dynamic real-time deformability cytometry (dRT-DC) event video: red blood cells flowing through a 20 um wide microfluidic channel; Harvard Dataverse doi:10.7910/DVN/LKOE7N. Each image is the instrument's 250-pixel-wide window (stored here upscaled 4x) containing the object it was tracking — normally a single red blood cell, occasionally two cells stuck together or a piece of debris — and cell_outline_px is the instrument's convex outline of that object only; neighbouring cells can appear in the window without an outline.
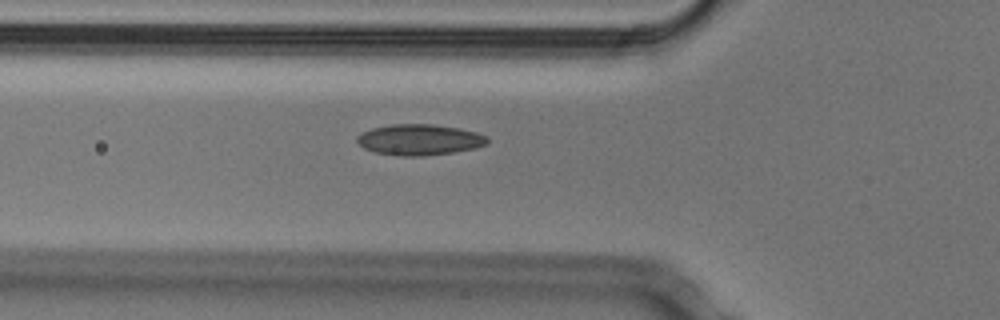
{"species": "Egyptian fruit bat (a non-hibernating species)", "species_latin": "Rousettus aegyptiacus", "temperature_condition": "cold", "stored_images_in_passage": 39, "camera_frame_rate_fps": 3000, "um_per_image_px": 0.085, "animal": {"sex": "male"}, "frame": {"image": 1, "passage_image": 4, "time_ms": 1.0, "image_size_px": [1000, 320], "cell_outline_px": [[488, 144], [472, 148], [452, 152], [424, 156], [400, 156], [376, 152], [364, 148], [356, 140], [356, 136], [360, 132], [372, 128], [392, 124], [432, 124], [456, 128], [476, 132], [488, 136]], "centroid_in_image_um": [35.62, 11.87], "position_along_channel_um": 90.2, "area_um2": 23.35}}
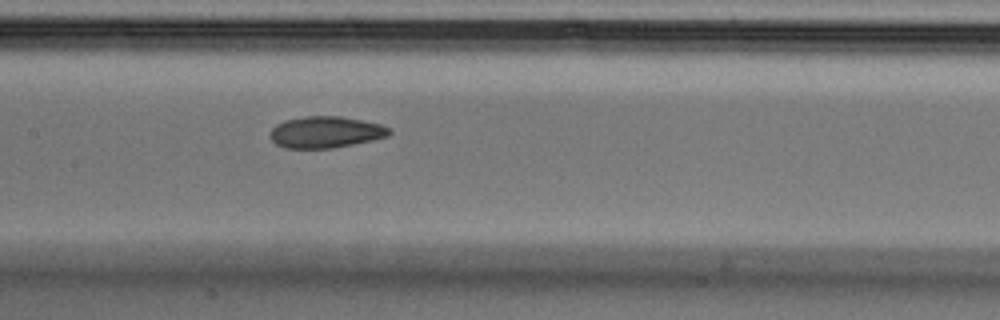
{"frame": {"image": 2, "passage_image": 11, "time_ms": 3.333, "image_size_px": [1000, 320], "cell_outline_px": [[392, 132], [388, 136], [372, 140], [332, 148], [284, 148], [276, 144], [268, 136], [272, 128], [276, 124], [284, 120], [304, 116], [340, 116], [380, 124], [392, 128]], "centroid_in_image_um": [27.66, 11.23], "position_along_channel_um": 179.7, "area_um2": 21.96}}
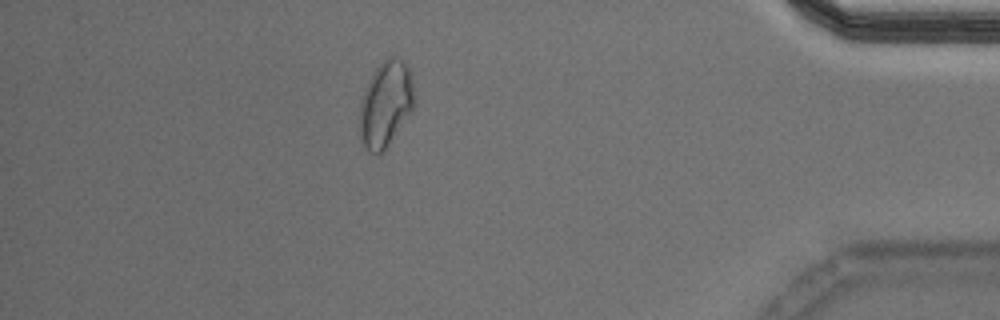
{"frame": {"image": 3, "passage_image": 32, "time_ms": 10.333, "image_size_px": [1000, 320], "cell_outline_px": [[412, 112], [388, 144], [376, 156], [368, 152], [360, 140], [360, 104], [364, 88], [372, 72], [388, 56], [396, 56], [404, 60], [408, 64], [412, 72]], "centroid_in_image_um": [32.76, 8.81], "position_along_channel_um": 402.4, "area_um2": 27.4}, "authors_computed_cell_mechanics": {"area_um2": 22.4264, "velocity_mm_per_s": 3.7971, "shape_relaxation_time_tau1_ms": 9.4638, "shape_relaxation_time_tau2_ms": 2.3605, "deformation_change_tau1": 0.16, "deformation_change_tau2": 0.0704}}